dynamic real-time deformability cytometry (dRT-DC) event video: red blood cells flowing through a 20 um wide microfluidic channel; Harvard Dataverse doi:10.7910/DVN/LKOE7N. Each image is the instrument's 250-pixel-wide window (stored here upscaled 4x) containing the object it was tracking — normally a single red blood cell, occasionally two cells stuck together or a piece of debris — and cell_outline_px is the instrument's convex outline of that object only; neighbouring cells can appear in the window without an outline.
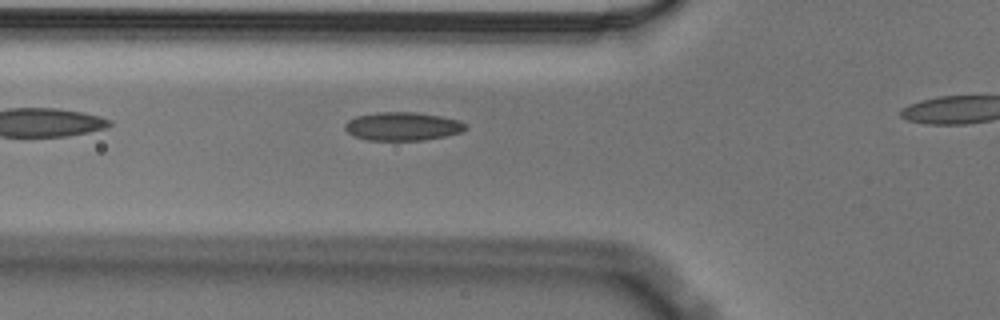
{"species": "Egyptian fruit bat (a non-hibernating species)", "species_latin": "Rousettus aegyptiacus", "temperature_condition": "cold", "stored_images_in_passage": 33, "camera_frame_rate_fps": 3000, "um_per_image_px": 0.085, "animal": {"sex": "male"}, "frame": {"image": 1, "passage_image": 4, "time_ms": 1.0, "image_size_px": [1000, 320], "cell_outline_px": [[468, 128], [464, 132], [424, 140], [368, 140], [352, 136], [344, 128], [344, 124], [348, 120], [356, 116], [376, 112], [416, 112], [440, 116], [460, 120], [468, 124]], "centroid_in_image_um": [34.24, 10.73], "position_along_channel_um": 91.6, "area_um2": 20.23}}
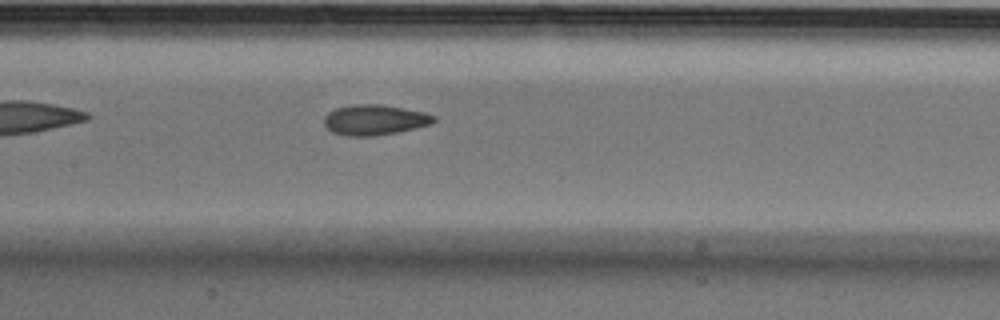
{"frame": {"image": 2, "passage_image": 11, "time_ms": 3.333, "image_size_px": [1000, 320], "cell_outline_px": [[436, 120], [432, 124], [416, 128], [376, 136], [344, 136], [332, 132], [324, 124], [324, 116], [328, 112], [336, 108], [352, 104], [380, 104], [404, 108], [424, 112], [436, 116]], "centroid_in_image_um": [31.84, 10.19], "position_along_channel_um": 175.6, "area_um2": 19.59}}
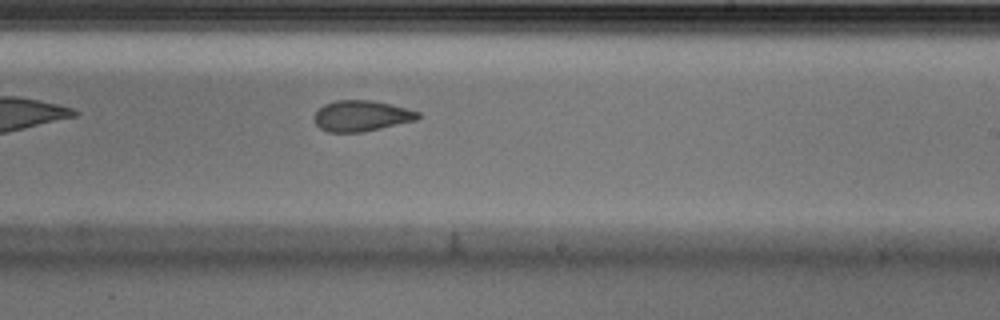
{"frame": {"image": 3, "passage_image": 18, "time_ms": 5.667, "image_size_px": [1000, 320], "cell_outline_px": [[420, 116], [416, 120], [364, 132], [328, 132], [320, 128], [316, 124], [316, 112], [324, 104], [336, 100], [372, 100], [420, 112]], "centroid_in_image_um": [30.72, 9.85], "position_along_channel_um": 258.3, "area_um2": 18.38}, "authors_computed_cell_mechanics": {"area_um2": 19.3052, "velocity_mm_per_s": 3.5623, "shape_relaxation_time_tau1_ms": 11.2446, "shape_relaxation_time_tau2_ms": 2.6169, "deformation_change_tau1": 0.2219, "deformation_change_tau2": 0.0825}}